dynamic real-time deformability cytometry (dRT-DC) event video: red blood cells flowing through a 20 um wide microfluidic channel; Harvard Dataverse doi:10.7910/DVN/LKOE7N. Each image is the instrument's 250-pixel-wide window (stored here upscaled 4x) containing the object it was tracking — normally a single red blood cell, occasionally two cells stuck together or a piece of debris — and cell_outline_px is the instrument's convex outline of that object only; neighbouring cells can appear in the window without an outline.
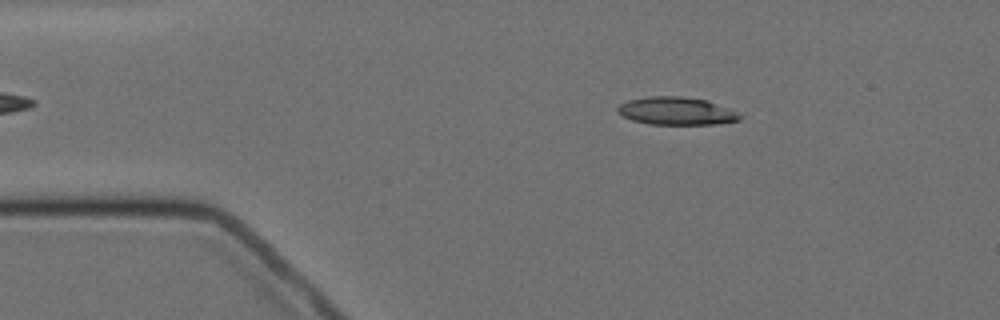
{"species": "Egyptian fruit bat (a non-hibernating species)", "species_latin": "Rousettus aegyptiacus", "temperature_condition": "cold", "stored_images_in_passage": 5, "camera_frame_rate_fps": 3000, "um_per_image_px": 0.085, "animal": {"sex": "female"}, "frame": {"image": 1, "passage_image": 2, "time_ms": 1.0, "image_size_px": [1000, 320], "cell_outline_px": [[744, 116], [740, 120], [720, 124], [648, 124], [632, 120], [616, 112], [616, 108], [620, 104], [628, 100], [648, 96], [680, 96], [708, 100], [728, 108]], "centroid_in_image_um": [57.5, 9.43], "position_along_channel_um": 27.5, "area_um2": 19.94}}
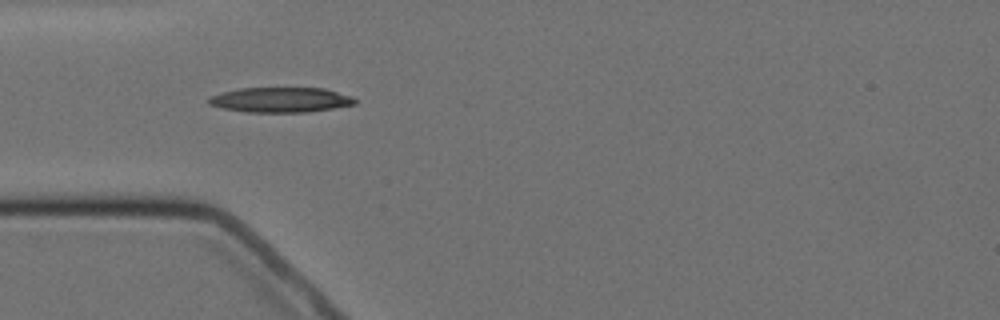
{"frame": {"image": 2, "passage_image": 4, "time_ms": 3.333, "image_size_px": [1000, 320], "cell_outline_px": [[356, 104], [308, 112], [244, 112], [224, 108], [208, 104], [208, 96], [240, 88], [324, 88], [352, 96], [356, 100]], "centroid_in_image_um": [23.85, 8.48], "position_along_channel_um": 61.2, "area_um2": 21.27}}
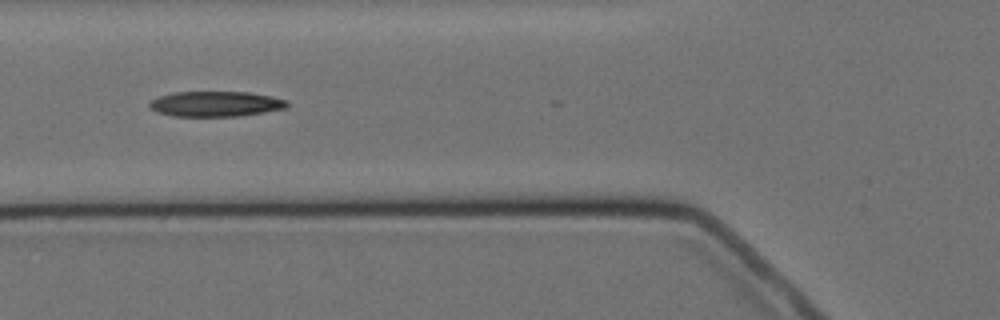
{"frame": {"image": 3, "passage_image": 5, "time_ms": 4.667, "image_size_px": [1000, 320], "cell_outline_px": [[288, 104], [284, 108], [264, 112], [240, 116], [172, 116], [156, 112], [148, 104], [152, 100], [160, 96], [172, 92], [248, 92], [272, 96], [288, 100]], "centroid_in_image_um": [18.33, 8.83], "position_along_channel_um": 107.5, "area_um2": 20.23}}